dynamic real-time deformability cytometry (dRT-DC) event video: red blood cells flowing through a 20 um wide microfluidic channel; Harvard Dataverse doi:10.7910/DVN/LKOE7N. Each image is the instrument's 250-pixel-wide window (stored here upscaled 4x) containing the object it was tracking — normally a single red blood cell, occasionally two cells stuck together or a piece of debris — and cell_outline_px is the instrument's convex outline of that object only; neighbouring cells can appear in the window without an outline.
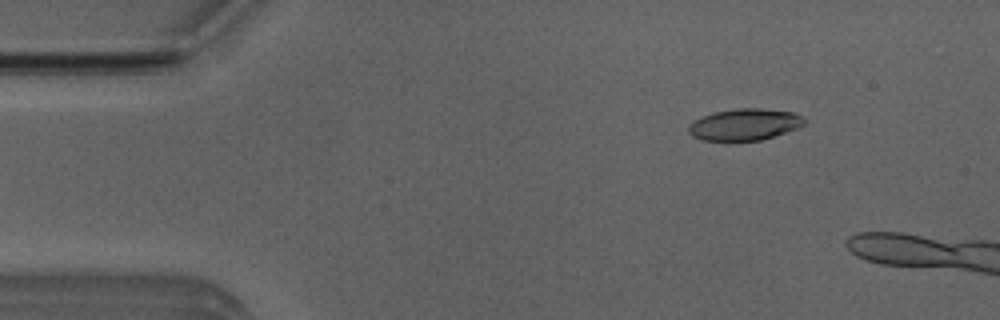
{"species": "Egyptian fruit bat (a non-hibernating species)", "species_latin": "Rousettus aegyptiacus", "temperature_condition": "room temperature", "stored_images_in_passage": 41, "camera_frame_rate_fps": 3000, "um_per_image_px": 0.085, "animal": {"sex": "male"}, "frame": {"image": 1, "passage_image": 4, "time_ms": 1.0, "image_size_px": [1000, 320], "cell_outline_px": [[808, 120], [804, 124], [796, 128], [760, 140], [704, 140], [692, 136], [688, 132], [688, 128], [696, 120], [712, 112], [736, 108], [760, 108], [796, 112]], "centroid_in_image_um": [63.33, 10.56], "position_along_channel_um": 21.7, "area_um2": 21.1}}
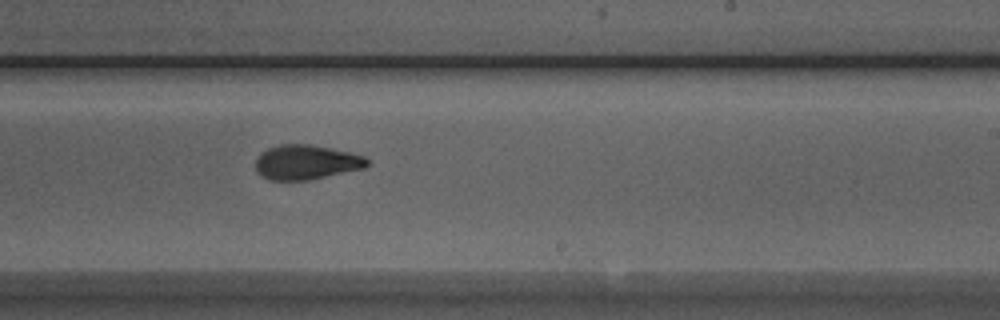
{"frame": {"image": 2, "passage_image": 28, "time_ms": 9.0, "image_size_px": [1000, 320], "cell_outline_px": [[368, 164], [364, 168], [308, 180], [268, 180], [260, 176], [256, 172], [256, 160], [260, 152], [268, 148], [280, 144], [312, 144], [332, 148], [364, 156], [368, 160]], "centroid_in_image_um": [25.98, 13.78], "position_along_channel_um": 263.0, "area_um2": 22.6}}
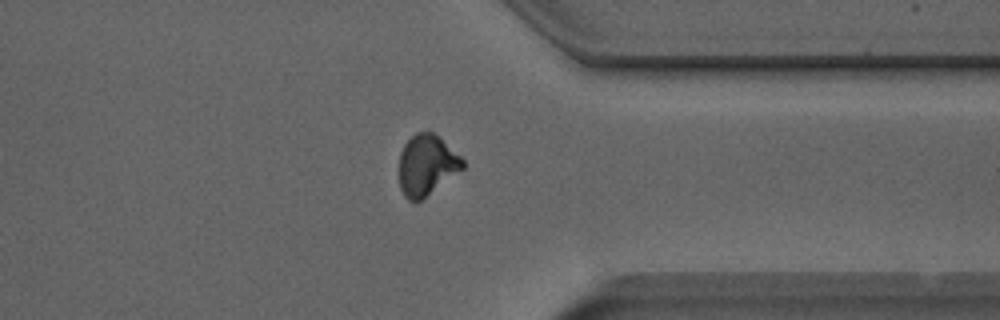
{"frame": {"image": 3, "passage_image": 37, "time_ms": 12.0, "image_size_px": [1000, 320], "cell_outline_px": [[464, 168], [416, 204], [408, 200], [404, 196], [400, 188], [400, 152], [404, 144], [416, 132], [432, 132], [460, 156], [464, 160]], "centroid_in_image_um": [36.25, 14.07], "position_along_channel_um": 375.2, "area_um2": 22.25}}